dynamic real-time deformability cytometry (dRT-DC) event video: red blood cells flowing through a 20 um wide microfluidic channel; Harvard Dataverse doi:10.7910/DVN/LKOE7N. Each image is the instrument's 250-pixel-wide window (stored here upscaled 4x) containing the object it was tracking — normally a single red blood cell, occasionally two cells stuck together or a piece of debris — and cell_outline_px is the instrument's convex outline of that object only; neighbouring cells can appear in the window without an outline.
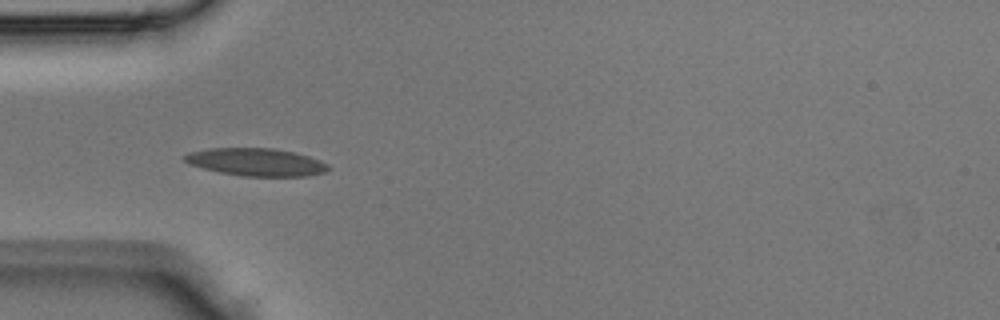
{"species": "Egyptian fruit bat (a non-hibernating species)", "species_latin": "Rousettus aegyptiacus", "temperature_condition": "room temperature", "stored_images_in_passage": 4, "camera_frame_rate_fps": 3000, "um_per_image_px": 0.085, "animal": {"sex": "male"}, "frame": {"image": 1, "passage_image": 4, "time_ms": 1.0, "image_size_px": [1000, 320], "cell_outline_px": [[328, 168], [324, 172], [308, 176], [244, 176], [220, 172], [188, 164], [184, 160], [184, 156], [188, 152], [208, 148], [272, 148], [292, 152], [308, 156], [320, 160], [328, 164]], "centroid_in_image_um": [21.75, 13.77], "position_along_channel_um": 63.3, "area_um2": 23.0}}